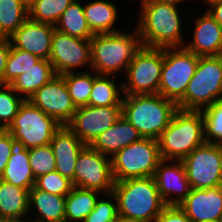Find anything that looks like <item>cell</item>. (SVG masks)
<instances>
[{
  "mask_svg": "<svg viewBox=\"0 0 222 222\" xmlns=\"http://www.w3.org/2000/svg\"><path fill=\"white\" fill-rule=\"evenodd\" d=\"M200 111L204 122L205 142L222 145V100L216 101Z\"/></svg>",
  "mask_w": 222,
  "mask_h": 222,
  "instance_id": "cell-34",
  "label": "cell"
},
{
  "mask_svg": "<svg viewBox=\"0 0 222 222\" xmlns=\"http://www.w3.org/2000/svg\"><path fill=\"white\" fill-rule=\"evenodd\" d=\"M56 159V171L69 178L75 186L76 160L86 146L66 125H62L50 142Z\"/></svg>",
  "mask_w": 222,
  "mask_h": 222,
  "instance_id": "cell-19",
  "label": "cell"
},
{
  "mask_svg": "<svg viewBox=\"0 0 222 222\" xmlns=\"http://www.w3.org/2000/svg\"><path fill=\"white\" fill-rule=\"evenodd\" d=\"M137 30L142 46L149 48L183 47L180 13L177 5L141 0Z\"/></svg>",
  "mask_w": 222,
  "mask_h": 222,
  "instance_id": "cell-2",
  "label": "cell"
},
{
  "mask_svg": "<svg viewBox=\"0 0 222 222\" xmlns=\"http://www.w3.org/2000/svg\"><path fill=\"white\" fill-rule=\"evenodd\" d=\"M65 197L33 186L29 190V209L34 205L40 215L28 222H65Z\"/></svg>",
  "mask_w": 222,
  "mask_h": 222,
  "instance_id": "cell-25",
  "label": "cell"
},
{
  "mask_svg": "<svg viewBox=\"0 0 222 222\" xmlns=\"http://www.w3.org/2000/svg\"><path fill=\"white\" fill-rule=\"evenodd\" d=\"M122 98V116L142 138L157 140L178 110L174 101L160 94L125 95Z\"/></svg>",
  "mask_w": 222,
  "mask_h": 222,
  "instance_id": "cell-3",
  "label": "cell"
},
{
  "mask_svg": "<svg viewBox=\"0 0 222 222\" xmlns=\"http://www.w3.org/2000/svg\"><path fill=\"white\" fill-rule=\"evenodd\" d=\"M116 222H126V221H123V220H120V219H119V220H118V221H116Z\"/></svg>",
  "mask_w": 222,
  "mask_h": 222,
  "instance_id": "cell-48",
  "label": "cell"
},
{
  "mask_svg": "<svg viewBox=\"0 0 222 222\" xmlns=\"http://www.w3.org/2000/svg\"><path fill=\"white\" fill-rule=\"evenodd\" d=\"M29 101L42 112L53 117L60 125H66L77 109L72 102L65 80L60 75H56L38 89Z\"/></svg>",
  "mask_w": 222,
  "mask_h": 222,
  "instance_id": "cell-15",
  "label": "cell"
},
{
  "mask_svg": "<svg viewBox=\"0 0 222 222\" xmlns=\"http://www.w3.org/2000/svg\"><path fill=\"white\" fill-rule=\"evenodd\" d=\"M108 195H110V198H113L115 202H112L111 199L109 201L98 198L95 208L83 222H116L119 220L116 197L112 192Z\"/></svg>",
  "mask_w": 222,
  "mask_h": 222,
  "instance_id": "cell-38",
  "label": "cell"
},
{
  "mask_svg": "<svg viewBox=\"0 0 222 222\" xmlns=\"http://www.w3.org/2000/svg\"><path fill=\"white\" fill-rule=\"evenodd\" d=\"M80 73L73 72L62 75L76 108L88 105L94 79L98 76V74L92 76L90 72Z\"/></svg>",
  "mask_w": 222,
  "mask_h": 222,
  "instance_id": "cell-31",
  "label": "cell"
},
{
  "mask_svg": "<svg viewBox=\"0 0 222 222\" xmlns=\"http://www.w3.org/2000/svg\"><path fill=\"white\" fill-rule=\"evenodd\" d=\"M164 48L141 46L128 65V84L122 82L120 89L126 95L159 94Z\"/></svg>",
  "mask_w": 222,
  "mask_h": 222,
  "instance_id": "cell-8",
  "label": "cell"
},
{
  "mask_svg": "<svg viewBox=\"0 0 222 222\" xmlns=\"http://www.w3.org/2000/svg\"><path fill=\"white\" fill-rule=\"evenodd\" d=\"M49 61L60 76L73 73V69L87 63L91 68L90 40L72 37L55 29Z\"/></svg>",
  "mask_w": 222,
  "mask_h": 222,
  "instance_id": "cell-14",
  "label": "cell"
},
{
  "mask_svg": "<svg viewBox=\"0 0 222 222\" xmlns=\"http://www.w3.org/2000/svg\"><path fill=\"white\" fill-rule=\"evenodd\" d=\"M98 191L75 187L65 197V222H80L92 212L98 201Z\"/></svg>",
  "mask_w": 222,
  "mask_h": 222,
  "instance_id": "cell-27",
  "label": "cell"
},
{
  "mask_svg": "<svg viewBox=\"0 0 222 222\" xmlns=\"http://www.w3.org/2000/svg\"><path fill=\"white\" fill-rule=\"evenodd\" d=\"M219 100H222V56L199 57L195 74L177 107L200 111Z\"/></svg>",
  "mask_w": 222,
  "mask_h": 222,
  "instance_id": "cell-6",
  "label": "cell"
},
{
  "mask_svg": "<svg viewBox=\"0 0 222 222\" xmlns=\"http://www.w3.org/2000/svg\"><path fill=\"white\" fill-rule=\"evenodd\" d=\"M181 162L191 189L222 186V145L205 142Z\"/></svg>",
  "mask_w": 222,
  "mask_h": 222,
  "instance_id": "cell-11",
  "label": "cell"
},
{
  "mask_svg": "<svg viewBox=\"0 0 222 222\" xmlns=\"http://www.w3.org/2000/svg\"><path fill=\"white\" fill-rule=\"evenodd\" d=\"M158 141L141 138L119 150L112 158V172L115 182L129 178L153 177L161 161Z\"/></svg>",
  "mask_w": 222,
  "mask_h": 222,
  "instance_id": "cell-7",
  "label": "cell"
},
{
  "mask_svg": "<svg viewBox=\"0 0 222 222\" xmlns=\"http://www.w3.org/2000/svg\"><path fill=\"white\" fill-rule=\"evenodd\" d=\"M15 93L9 84L0 86V129L2 130L9 127L25 100L24 97L16 96Z\"/></svg>",
  "mask_w": 222,
  "mask_h": 222,
  "instance_id": "cell-35",
  "label": "cell"
},
{
  "mask_svg": "<svg viewBox=\"0 0 222 222\" xmlns=\"http://www.w3.org/2000/svg\"><path fill=\"white\" fill-rule=\"evenodd\" d=\"M34 186L37 189L59 196H66L74 188L73 182L60 175L56 170L38 176Z\"/></svg>",
  "mask_w": 222,
  "mask_h": 222,
  "instance_id": "cell-37",
  "label": "cell"
},
{
  "mask_svg": "<svg viewBox=\"0 0 222 222\" xmlns=\"http://www.w3.org/2000/svg\"><path fill=\"white\" fill-rule=\"evenodd\" d=\"M157 141L161 159H172V162L184 160L195 148L205 143L201 111L178 109Z\"/></svg>",
  "mask_w": 222,
  "mask_h": 222,
  "instance_id": "cell-4",
  "label": "cell"
},
{
  "mask_svg": "<svg viewBox=\"0 0 222 222\" xmlns=\"http://www.w3.org/2000/svg\"><path fill=\"white\" fill-rule=\"evenodd\" d=\"M29 100H24L18 114L6 129L13 139L21 141L26 149L49 145L54 133L61 127Z\"/></svg>",
  "mask_w": 222,
  "mask_h": 222,
  "instance_id": "cell-10",
  "label": "cell"
},
{
  "mask_svg": "<svg viewBox=\"0 0 222 222\" xmlns=\"http://www.w3.org/2000/svg\"><path fill=\"white\" fill-rule=\"evenodd\" d=\"M12 140L10 132L0 129V176L11 156Z\"/></svg>",
  "mask_w": 222,
  "mask_h": 222,
  "instance_id": "cell-40",
  "label": "cell"
},
{
  "mask_svg": "<svg viewBox=\"0 0 222 222\" xmlns=\"http://www.w3.org/2000/svg\"><path fill=\"white\" fill-rule=\"evenodd\" d=\"M195 25L192 43L183 47L199 57L222 56V27L217 21L206 11Z\"/></svg>",
  "mask_w": 222,
  "mask_h": 222,
  "instance_id": "cell-20",
  "label": "cell"
},
{
  "mask_svg": "<svg viewBox=\"0 0 222 222\" xmlns=\"http://www.w3.org/2000/svg\"><path fill=\"white\" fill-rule=\"evenodd\" d=\"M204 222H220V221H204Z\"/></svg>",
  "mask_w": 222,
  "mask_h": 222,
  "instance_id": "cell-47",
  "label": "cell"
},
{
  "mask_svg": "<svg viewBox=\"0 0 222 222\" xmlns=\"http://www.w3.org/2000/svg\"><path fill=\"white\" fill-rule=\"evenodd\" d=\"M0 222H14V221H11V220H7V219L0 218Z\"/></svg>",
  "mask_w": 222,
  "mask_h": 222,
  "instance_id": "cell-45",
  "label": "cell"
},
{
  "mask_svg": "<svg viewBox=\"0 0 222 222\" xmlns=\"http://www.w3.org/2000/svg\"><path fill=\"white\" fill-rule=\"evenodd\" d=\"M0 179L28 190L34 186L36 178L29 162V150L21 141L12 140L11 156Z\"/></svg>",
  "mask_w": 222,
  "mask_h": 222,
  "instance_id": "cell-22",
  "label": "cell"
},
{
  "mask_svg": "<svg viewBox=\"0 0 222 222\" xmlns=\"http://www.w3.org/2000/svg\"><path fill=\"white\" fill-rule=\"evenodd\" d=\"M36 0H23V2L29 7L31 4H33Z\"/></svg>",
  "mask_w": 222,
  "mask_h": 222,
  "instance_id": "cell-44",
  "label": "cell"
},
{
  "mask_svg": "<svg viewBox=\"0 0 222 222\" xmlns=\"http://www.w3.org/2000/svg\"><path fill=\"white\" fill-rule=\"evenodd\" d=\"M54 27L62 33L80 39L90 40L94 35L84 16L83 5L77 0L62 13Z\"/></svg>",
  "mask_w": 222,
  "mask_h": 222,
  "instance_id": "cell-28",
  "label": "cell"
},
{
  "mask_svg": "<svg viewBox=\"0 0 222 222\" xmlns=\"http://www.w3.org/2000/svg\"><path fill=\"white\" fill-rule=\"evenodd\" d=\"M10 53V40L0 38V86L5 85V66Z\"/></svg>",
  "mask_w": 222,
  "mask_h": 222,
  "instance_id": "cell-41",
  "label": "cell"
},
{
  "mask_svg": "<svg viewBox=\"0 0 222 222\" xmlns=\"http://www.w3.org/2000/svg\"><path fill=\"white\" fill-rule=\"evenodd\" d=\"M28 150L29 162L35 178L56 170V159L50 144Z\"/></svg>",
  "mask_w": 222,
  "mask_h": 222,
  "instance_id": "cell-36",
  "label": "cell"
},
{
  "mask_svg": "<svg viewBox=\"0 0 222 222\" xmlns=\"http://www.w3.org/2000/svg\"><path fill=\"white\" fill-rule=\"evenodd\" d=\"M210 9L207 12L217 21L222 27V0H215L209 3Z\"/></svg>",
  "mask_w": 222,
  "mask_h": 222,
  "instance_id": "cell-42",
  "label": "cell"
},
{
  "mask_svg": "<svg viewBox=\"0 0 222 222\" xmlns=\"http://www.w3.org/2000/svg\"><path fill=\"white\" fill-rule=\"evenodd\" d=\"M110 76L98 75L94 79L92 91L89 97L90 106L105 107V106H122L123 90H118L114 80L109 79Z\"/></svg>",
  "mask_w": 222,
  "mask_h": 222,
  "instance_id": "cell-30",
  "label": "cell"
},
{
  "mask_svg": "<svg viewBox=\"0 0 222 222\" xmlns=\"http://www.w3.org/2000/svg\"><path fill=\"white\" fill-rule=\"evenodd\" d=\"M167 160H161L155 170L154 180L161 198L166 206H179L191 191V186L181 161L167 165ZM172 164V165H171ZM177 197L169 198L170 194Z\"/></svg>",
  "mask_w": 222,
  "mask_h": 222,
  "instance_id": "cell-17",
  "label": "cell"
},
{
  "mask_svg": "<svg viewBox=\"0 0 222 222\" xmlns=\"http://www.w3.org/2000/svg\"><path fill=\"white\" fill-rule=\"evenodd\" d=\"M114 184L111 158L86 145L76 160L75 187L109 194Z\"/></svg>",
  "mask_w": 222,
  "mask_h": 222,
  "instance_id": "cell-12",
  "label": "cell"
},
{
  "mask_svg": "<svg viewBox=\"0 0 222 222\" xmlns=\"http://www.w3.org/2000/svg\"><path fill=\"white\" fill-rule=\"evenodd\" d=\"M206 1H207V3L209 4L210 2L215 1V0H206Z\"/></svg>",
  "mask_w": 222,
  "mask_h": 222,
  "instance_id": "cell-46",
  "label": "cell"
},
{
  "mask_svg": "<svg viewBox=\"0 0 222 222\" xmlns=\"http://www.w3.org/2000/svg\"><path fill=\"white\" fill-rule=\"evenodd\" d=\"M150 1H156L159 3H167V4L177 5L178 3L183 2L185 0H150Z\"/></svg>",
  "mask_w": 222,
  "mask_h": 222,
  "instance_id": "cell-43",
  "label": "cell"
},
{
  "mask_svg": "<svg viewBox=\"0 0 222 222\" xmlns=\"http://www.w3.org/2000/svg\"><path fill=\"white\" fill-rule=\"evenodd\" d=\"M179 207L192 222L220 221L222 216V186L191 189Z\"/></svg>",
  "mask_w": 222,
  "mask_h": 222,
  "instance_id": "cell-18",
  "label": "cell"
},
{
  "mask_svg": "<svg viewBox=\"0 0 222 222\" xmlns=\"http://www.w3.org/2000/svg\"><path fill=\"white\" fill-rule=\"evenodd\" d=\"M199 56L184 47L164 48L159 94L176 104L184 97Z\"/></svg>",
  "mask_w": 222,
  "mask_h": 222,
  "instance_id": "cell-9",
  "label": "cell"
},
{
  "mask_svg": "<svg viewBox=\"0 0 222 222\" xmlns=\"http://www.w3.org/2000/svg\"><path fill=\"white\" fill-rule=\"evenodd\" d=\"M54 31V25L28 18L8 39L14 48L49 60Z\"/></svg>",
  "mask_w": 222,
  "mask_h": 222,
  "instance_id": "cell-16",
  "label": "cell"
},
{
  "mask_svg": "<svg viewBox=\"0 0 222 222\" xmlns=\"http://www.w3.org/2000/svg\"><path fill=\"white\" fill-rule=\"evenodd\" d=\"M40 58L30 52L14 48L10 43V53L5 66V85L29 70Z\"/></svg>",
  "mask_w": 222,
  "mask_h": 222,
  "instance_id": "cell-33",
  "label": "cell"
},
{
  "mask_svg": "<svg viewBox=\"0 0 222 222\" xmlns=\"http://www.w3.org/2000/svg\"><path fill=\"white\" fill-rule=\"evenodd\" d=\"M57 74L49 60L40 59L29 70L16 77L9 85L18 94H24L29 100L44 84L50 82Z\"/></svg>",
  "mask_w": 222,
  "mask_h": 222,
  "instance_id": "cell-24",
  "label": "cell"
},
{
  "mask_svg": "<svg viewBox=\"0 0 222 222\" xmlns=\"http://www.w3.org/2000/svg\"><path fill=\"white\" fill-rule=\"evenodd\" d=\"M75 0H36L29 9V18L40 22L54 25L62 13Z\"/></svg>",
  "mask_w": 222,
  "mask_h": 222,
  "instance_id": "cell-32",
  "label": "cell"
},
{
  "mask_svg": "<svg viewBox=\"0 0 222 222\" xmlns=\"http://www.w3.org/2000/svg\"><path fill=\"white\" fill-rule=\"evenodd\" d=\"M83 10L88 26L94 34L118 32L113 29L118 12L114 3L97 0L83 6Z\"/></svg>",
  "mask_w": 222,
  "mask_h": 222,
  "instance_id": "cell-26",
  "label": "cell"
},
{
  "mask_svg": "<svg viewBox=\"0 0 222 222\" xmlns=\"http://www.w3.org/2000/svg\"><path fill=\"white\" fill-rule=\"evenodd\" d=\"M28 18L23 0H0V38L8 39Z\"/></svg>",
  "mask_w": 222,
  "mask_h": 222,
  "instance_id": "cell-29",
  "label": "cell"
},
{
  "mask_svg": "<svg viewBox=\"0 0 222 222\" xmlns=\"http://www.w3.org/2000/svg\"><path fill=\"white\" fill-rule=\"evenodd\" d=\"M142 138L138 130L121 116L111 127L101 133L90 146L112 158L119 150Z\"/></svg>",
  "mask_w": 222,
  "mask_h": 222,
  "instance_id": "cell-21",
  "label": "cell"
},
{
  "mask_svg": "<svg viewBox=\"0 0 222 222\" xmlns=\"http://www.w3.org/2000/svg\"><path fill=\"white\" fill-rule=\"evenodd\" d=\"M154 222H192L179 206H166Z\"/></svg>",
  "mask_w": 222,
  "mask_h": 222,
  "instance_id": "cell-39",
  "label": "cell"
},
{
  "mask_svg": "<svg viewBox=\"0 0 222 222\" xmlns=\"http://www.w3.org/2000/svg\"><path fill=\"white\" fill-rule=\"evenodd\" d=\"M134 34L121 31L114 33L94 34L90 39L91 69L98 75L110 76L124 69L133 60L135 53L141 48L138 30Z\"/></svg>",
  "mask_w": 222,
  "mask_h": 222,
  "instance_id": "cell-5",
  "label": "cell"
},
{
  "mask_svg": "<svg viewBox=\"0 0 222 222\" xmlns=\"http://www.w3.org/2000/svg\"><path fill=\"white\" fill-rule=\"evenodd\" d=\"M122 116V106H82L76 109L66 126L86 145Z\"/></svg>",
  "mask_w": 222,
  "mask_h": 222,
  "instance_id": "cell-13",
  "label": "cell"
},
{
  "mask_svg": "<svg viewBox=\"0 0 222 222\" xmlns=\"http://www.w3.org/2000/svg\"><path fill=\"white\" fill-rule=\"evenodd\" d=\"M29 190L0 179V218L27 222L22 217L29 212Z\"/></svg>",
  "mask_w": 222,
  "mask_h": 222,
  "instance_id": "cell-23",
  "label": "cell"
},
{
  "mask_svg": "<svg viewBox=\"0 0 222 222\" xmlns=\"http://www.w3.org/2000/svg\"><path fill=\"white\" fill-rule=\"evenodd\" d=\"M119 219L126 222H154L166 207L154 177L129 178L115 182Z\"/></svg>",
  "mask_w": 222,
  "mask_h": 222,
  "instance_id": "cell-1",
  "label": "cell"
}]
</instances>
